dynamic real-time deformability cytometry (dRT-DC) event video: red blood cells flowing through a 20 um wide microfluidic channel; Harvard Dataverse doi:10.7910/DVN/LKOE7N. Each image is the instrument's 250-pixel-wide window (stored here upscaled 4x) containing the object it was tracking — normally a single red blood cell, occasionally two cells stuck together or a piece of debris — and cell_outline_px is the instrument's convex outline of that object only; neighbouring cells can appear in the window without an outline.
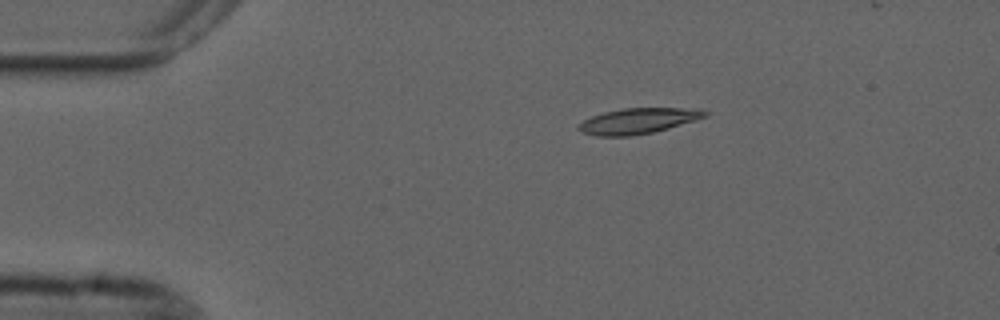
{"species": "common noctule bat (a hibernating species)", "species_latin": "Nyctalus noctula", "temperature_condition": "cold", "stored_images_in_passage": 36, "camera_frame_rate_fps": 3000, "um_per_image_px": 0.085, "animal": {"sex": "male", "forearm_length_mm": 52.5}, "frame": {"image": 1, "passage_image": 1, "time_ms": 0.0, "image_size_px": [1000, 320], "cell_outline_px": [[708, 116], [696, 120], [668, 128], [652, 132], [632, 136], [596, 136], [584, 132], [576, 128], [584, 120], [592, 116], [604, 112], [624, 108], [700, 108], [708, 112]], "centroid_in_image_um": [54.28, 10.27], "position_along_channel_um": 30.7, "area_um2": 18.79}}
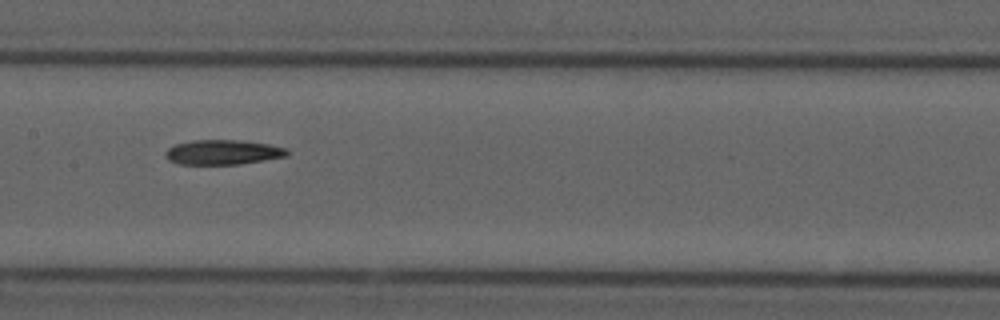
{"frame": {"image": 2, "passage_image": 18, "time_ms": 5.667, "image_size_px": [1000, 320], "cell_outline_px": [[288, 156], [240, 164], [180, 164], [168, 160], [164, 156], [164, 152], [168, 148], [176, 144], [192, 140], [244, 140], [268, 144], [284, 148], [288, 152]], "centroid_in_image_um": [18.91, 12.93], "position_along_channel_um": 188.5, "area_um2": 17.57}}
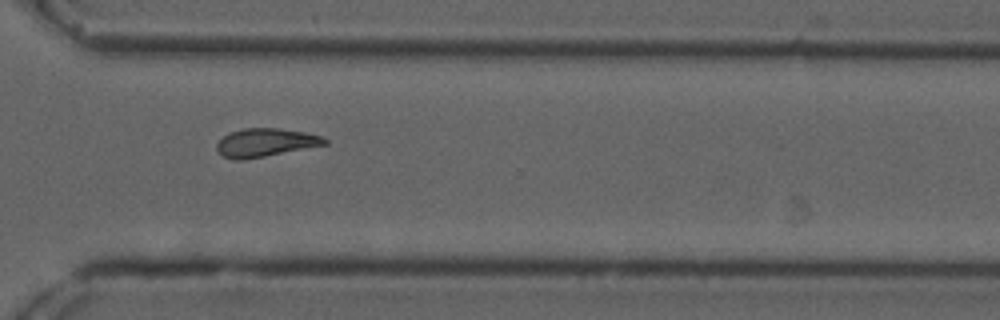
{"frame": {"image": 3, "passage_image": 31, "time_ms": 10.0, "image_size_px": [1000, 320], "cell_outline_px": [[328, 144], [264, 156], [240, 160], [232, 160], [224, 156], [216, 148], [216, 144], [228, 132], [244, 128], [276, 128], [304, 132], [320, 136], [328, 140]], "centroid_in_image_um": [22.54, 12.11], "position_along_channel_um": 348.1, "area_um2": 17.57}}